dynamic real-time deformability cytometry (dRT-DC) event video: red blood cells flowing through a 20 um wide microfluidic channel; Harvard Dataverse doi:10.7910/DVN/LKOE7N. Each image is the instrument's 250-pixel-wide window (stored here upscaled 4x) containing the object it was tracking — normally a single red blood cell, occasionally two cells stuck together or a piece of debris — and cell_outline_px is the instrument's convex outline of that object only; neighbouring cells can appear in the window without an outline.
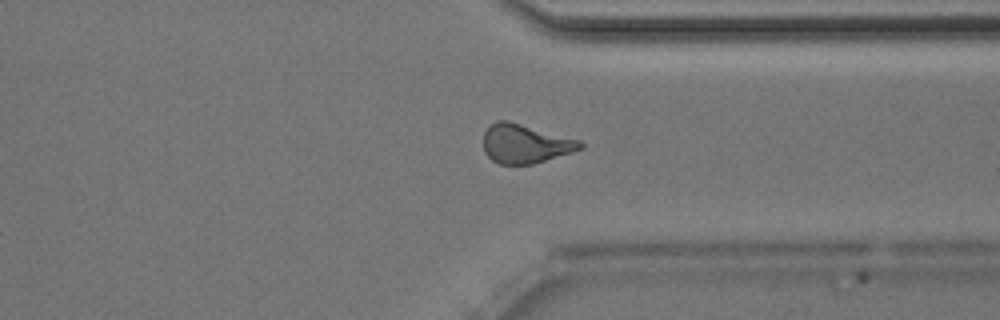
{"species": "Egyptian fruit bat (a non-hibernating species)", "species_latin": "Rousettus aegyptiacus", "temperature_condition": "room temperature", "stored_images_in_passage": 44, "camera_frame_rate_fps": 3000, "um_per_image_px": 0.085, "animal": {"sex": "male"}, "frame": {"image": 1, "passage_image": 38, "time_ms": 12.333, "image_size_px": [1000, 320], "cell_outline_px": [[584, 148], [572, 152], [532, 164], [500, 164], [492, 160], [484, 152], [484, 132], [496, 120], [508, 120], [580, 140], [584, 144]], "centroid_in_image_um": [44.65, 12.21], "position_along_channel_um": 366.8, "area_um2": 21.91}, "authors_computed_cell_mechanics": {"area_um2": 22.1952, "velocity_mm_per_s": 4.0334, "shape_relaxation_time_tau1_ms": 4.8926, "shape_relaxation_time_tau2_ms": 1.9897, "deformation_change_tau1": 0.1593, "deformation_change_tau2": 0.0899}}